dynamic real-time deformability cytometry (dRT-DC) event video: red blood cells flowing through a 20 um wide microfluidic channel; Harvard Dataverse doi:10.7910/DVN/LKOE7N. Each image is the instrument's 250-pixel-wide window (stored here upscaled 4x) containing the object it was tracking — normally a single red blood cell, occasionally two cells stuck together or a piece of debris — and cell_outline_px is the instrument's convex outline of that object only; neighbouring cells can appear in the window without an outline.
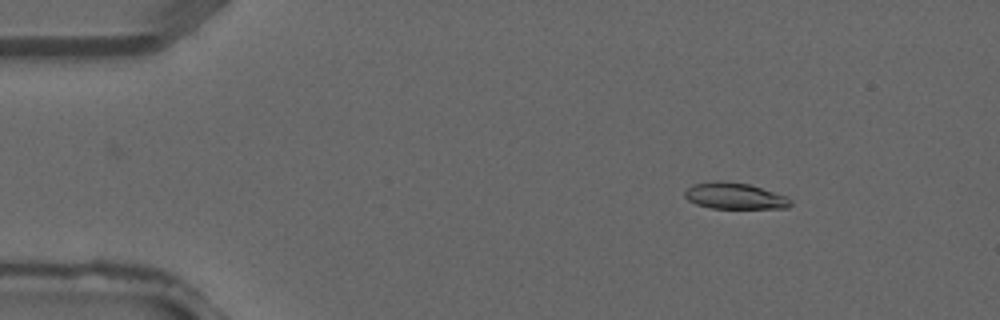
{"species": "common noctule bat (a hibernating species)", "species_latin": "Nyctalus noctula", "temperature_condition": "warm", "stored_images_in_passage": 2, "camera_frame_rate_fps": 3000, "um_per_image_px": 0.085, "animal": {"sex": "male", "forearm_length_mm": 52.5}, "frame": {"image": 1, "passage_image": 2, "time_ms": 0.333, "image_size_px": [1000, 320], "cell_outline_px": [[792, 204], [788, 208], [712, 208], [696, 204], [688, 200], [684, 196], [684, 192], [692, 184], [712, 180], [720, 180], [748, 184], [788, 196], [792, 200]], "centroid_in_image_um": [62.45, 16.65], "position_along_channel_um": 22.6, "area_um2": 16.36}}